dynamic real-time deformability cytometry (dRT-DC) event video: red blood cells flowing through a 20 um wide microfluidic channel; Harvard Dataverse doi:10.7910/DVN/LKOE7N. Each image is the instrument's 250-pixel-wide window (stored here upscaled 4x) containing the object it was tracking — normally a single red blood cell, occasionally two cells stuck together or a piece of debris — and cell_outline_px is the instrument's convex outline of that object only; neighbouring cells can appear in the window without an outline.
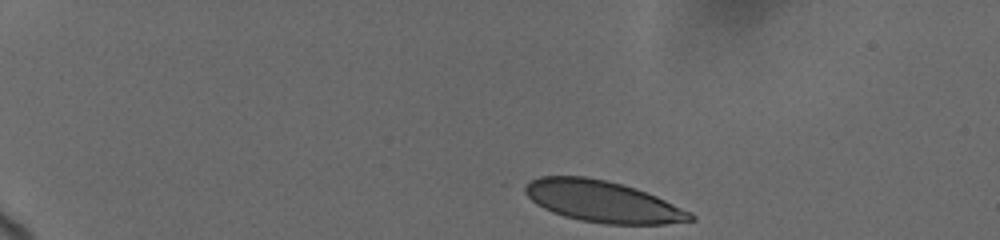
{"species": "human", "species_latin": "Homo sapiens", "temperature_condition": "cold", "stored_images_in_passage": 86, "camera_frame_rate_fps": 3000, "um_per_image_px": 0.085, "donor": {"sex": "female"}, "frame": {"image": 1, "passage_image": 1, "time_ms": 0.0, "image_size_px": [1000, 240], "cell_outline_px": [[696, 220], [664, 224], [608, 224], [580, 220], [564, 216], [552, 212], [536, 204], [524, 192], [524, 184], [540, 176], [584, 176], [604, 180], [636, 188], [656, 196], [692, 212], [696, 216]], "centroid_in_image_um": [51.24, 17.13], "position_along_channel_um": 33.8, "area_um2": 39.82}}
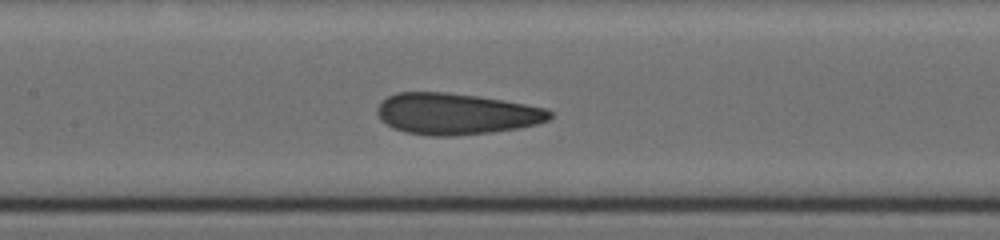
{"frame": {"image": 2, "passage_image": 37, "time_ms": 6.333, "image_size_px": [1000, 240], "cell_outline_px": [[552, 116], [548, 120], [536, 124], [516, 128], [492, 132], [452, 136], [432, 136], [404, 132], [392, 128], [380, 120], [376, 112], [376, 108], [388, 96], [396, 92], [444, 92], [476, 96], [524, 104], [544, 108], [552, 112]], "centroid_in_image_um": [38.71, 9.68], "position_along_channel_um": 168.7, "area_um2": 41.33}}
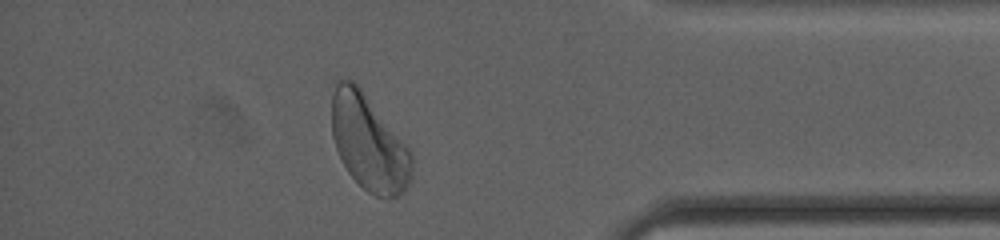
{"frame": {"image": 3, "passage_image": 74, "time_ms": 13.333, "image_size_px": [1000, 240], "cell_outline_px": [[412, 180], [404, 192], [396, 196], [376, 196], [368, 192], [348, 172], [336, 148], [332, 136], [332, 96], [336, 84], [340, 80], [352, 80], [360, 88], [412, 152]], "centroid_in_image_um": [31.36, 12.16], "position_along_channel_um": 403.8, "area_um2": 43.93}, "authors_computed_cell_mechanics": {"area_um2": 41.2981, "velocity_mm_per_s": 3.6598, "shape_relaxation_time_tau1_ms": 4.5017, "shape_relaxation_time_tau2_ms": 1.5242, "deformation_change_tau1": 0.138, "deformation_change_tau2": 0.0824}}